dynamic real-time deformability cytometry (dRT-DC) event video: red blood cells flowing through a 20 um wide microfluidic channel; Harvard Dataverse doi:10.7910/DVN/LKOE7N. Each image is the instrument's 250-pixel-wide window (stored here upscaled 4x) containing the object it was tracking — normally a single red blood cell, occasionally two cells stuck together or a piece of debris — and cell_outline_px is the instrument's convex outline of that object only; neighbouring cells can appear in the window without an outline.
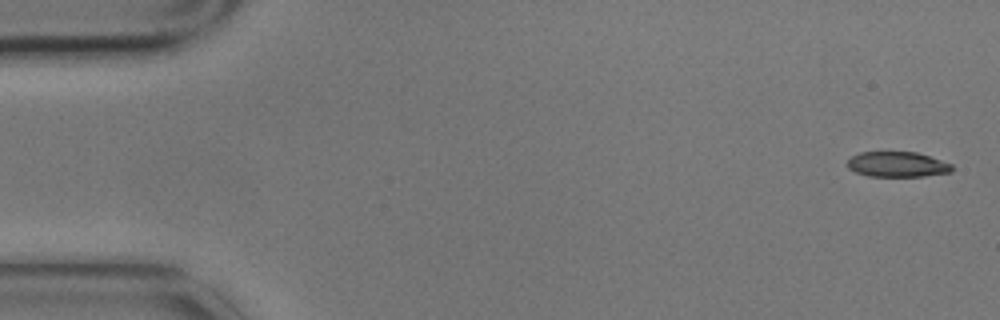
{"species": "common noctule bat (a hibernating species)", "species_latin": "Nyctalus noctula", "temperature_condition": "cold", "stored_images_in_passage": 14, "camera_frame_rate_fps": 3000, "um_per_image_px": 0.085, "animal": {"sex": "male", "body_mass_g": 17.9}, "frame": {"image": 1, "passage_image": 1, "time_ms": 0.0, "image_size_px": [1000, 320], "cell_outline_px": [[952, 172], [924, 176], [868, 176], [856, 172], [848, 168], [848, 160], [852, 156], [860, 152], [916, 152], [952, 164]], "centroid_in_image_um": [76.27, 13.97], "position_along_channel_um": 8.7, "area_um2": 15.26}}
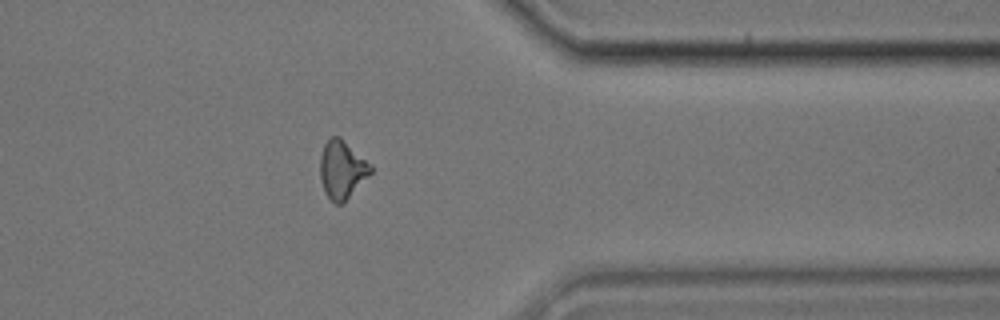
{"frame": {"image": 2, "passage_image": 12, "time_ms": 3.667, "image_size_px": [1000, 320], "cell_outline_px": [[372, 172], [340, 204], [336, 204], [324, 192], [320, 180], [320, 156], [324, 144], [332, 136], [340, 136], [372, 164]], "centroid_in_image_um": [29.06, 14.37], "position_along_channel_um": 382.3, "area_um2": 16.94}}